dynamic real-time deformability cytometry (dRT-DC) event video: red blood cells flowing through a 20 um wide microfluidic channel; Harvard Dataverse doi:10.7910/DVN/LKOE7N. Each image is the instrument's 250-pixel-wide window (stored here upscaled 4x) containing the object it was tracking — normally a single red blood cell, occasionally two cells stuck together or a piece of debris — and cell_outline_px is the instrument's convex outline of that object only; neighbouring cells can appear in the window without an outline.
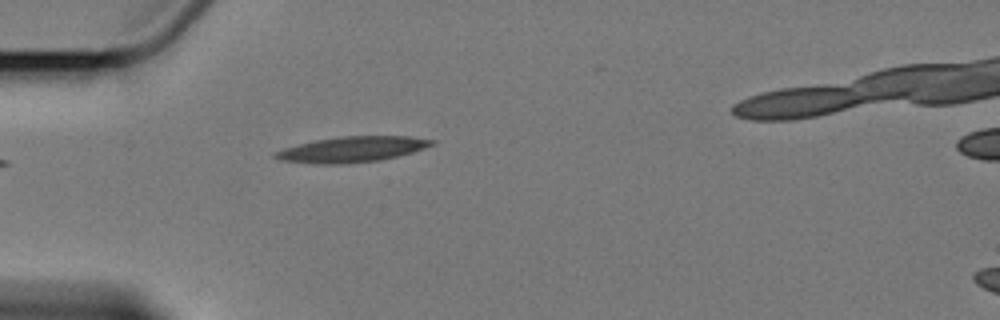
{"species": "Egyptian fruit bat (a non-hibernating species)", "species_latin": "Rousettus aegyptiacus", "temperature_condition": "cold", "stored_images_in_passage": 4, "camera_frame_rate_fps": 3000, "um_per_image_px": 0.085, "animal": {"sex": "female"}, "frame": {"image": 1, "passage_image": 4, "time_ms": 3.667, "image_size_px": [1000, 320], "cell_outline_px": [[436, 144], [412, 152], [380, 160], [340, 164], [316, 164], [280, 160], [272, 156], [272, 152], [284, 148], [316, 140], [340, 136], [408, 136], [436, 140]], "centroid_in_image_um": [29.91, 12.69], "position_along_channel_um": 55.1, "area_um2": 23.29}}